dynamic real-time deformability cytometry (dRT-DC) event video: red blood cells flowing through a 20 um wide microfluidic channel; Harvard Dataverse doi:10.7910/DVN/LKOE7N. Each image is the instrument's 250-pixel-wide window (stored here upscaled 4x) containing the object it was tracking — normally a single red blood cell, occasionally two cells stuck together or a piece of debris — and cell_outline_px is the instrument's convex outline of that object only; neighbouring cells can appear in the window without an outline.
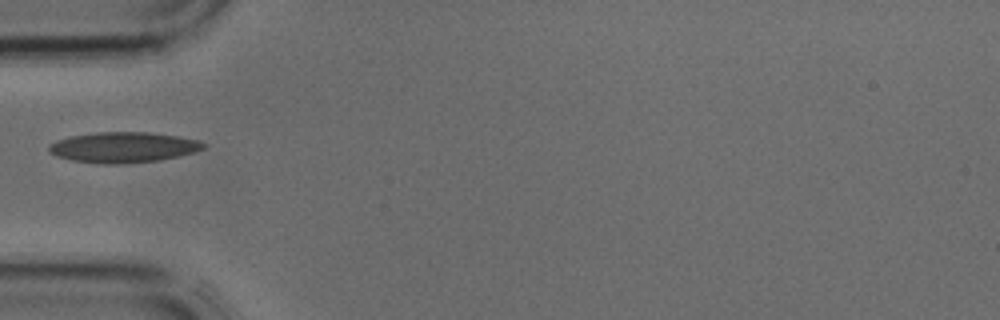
{"species": "common noctule bat (a hibernating species)", "species_latin": "Nyctalus noctula", "temperature_condition": "cold", "stored_images_in_passage": 1, "camera_frame_rate_fps": 3000, "um_per_image_px": 0.085, "animal": {"sex": "male", "body_mass_g": 17.9, "forearm_length_mm": 54.2}, "frame": {"image": 1, "passage_image": 1, "time_ms": 0.0, "image_size_px": [1000, 320], "cell_outline_px": [[208, 144], [204, 148], [196, 152], [160, 160], [124, 164], [100, 164], [72, 160], [56, 156], [48, 152], [48, 144], [56, 140], [72, 136], [96, 132], [148, 132], [176, 136], [196, 140]], "centroid_in_image_um": [10.46, 12.53], "position_along_channel_um": 74.5, "area_um2": 27.63}}